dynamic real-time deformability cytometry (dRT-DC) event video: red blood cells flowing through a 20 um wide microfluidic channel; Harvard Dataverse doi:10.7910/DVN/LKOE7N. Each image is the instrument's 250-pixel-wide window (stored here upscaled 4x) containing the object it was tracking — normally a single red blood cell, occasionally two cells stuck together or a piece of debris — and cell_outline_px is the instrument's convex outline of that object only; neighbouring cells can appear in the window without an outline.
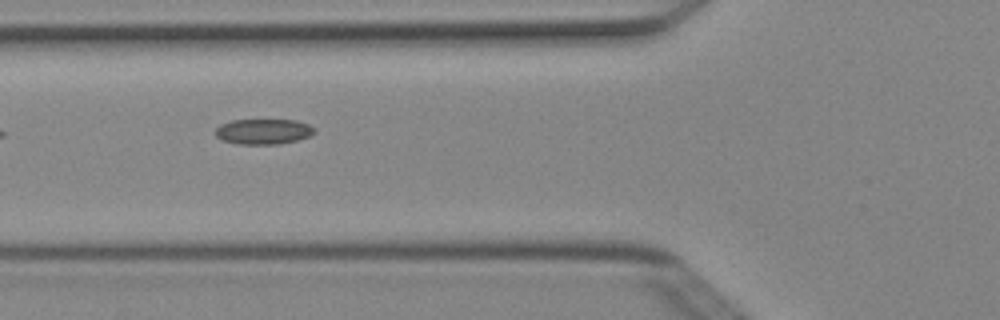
{"species": "Egyptian fruit bat (a non-hibernating species)", "species_latin": "Rousettus aegyptiacus", "temperature_condition": "cold", "stored_images_in_passage": 6, "camera_frame_rate_fps": 3000, "um_per_image_px": 0.085, "animal": {"sex": "female"}, "frame": {"image": 1, "passage_image": 5, "time_ms": 1.333, "image_size_px": [1000, 320], "cell_outline_px": [[316, 132], [308, 136], [296, 140], [280, 144], [240, 144], [224, 140], [216, 136], [216, 128], [220, 124], [232, 120], [296, 120], [308, 124], [316, 128]], "centroid_in_image_um": [22.41, 11.17], "position_along_channel_um": 103.4, "area_um2": 14.57}}
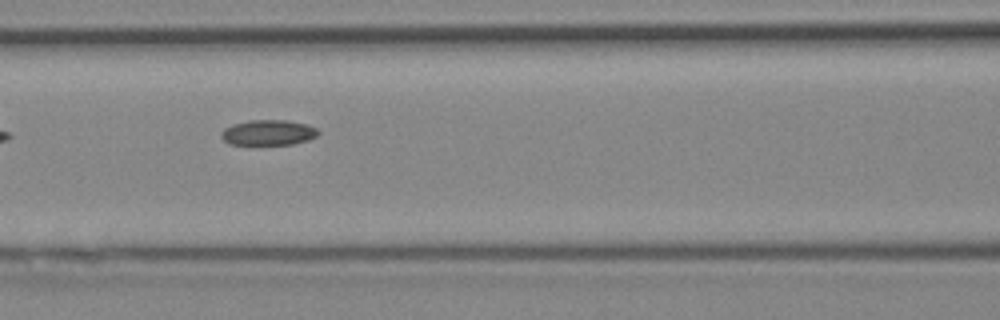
{"frame": {"image": 2, "passage_image": 6, "time_ms": 1.667, "image_size_px": [1000, 320], "cell_outline_px": [[320, 132], [316, 136], [308, 140], [292, 144], [228, 144], [220, 136], [220, 132], [224, 128], [232, 124], [248, 120], [284, 120], [308, 124], [316, 128]], "centroid_in_image_um": [22.78, 11.26], "position_along_channel_um": 143.8, "area_um2": 14.39}}